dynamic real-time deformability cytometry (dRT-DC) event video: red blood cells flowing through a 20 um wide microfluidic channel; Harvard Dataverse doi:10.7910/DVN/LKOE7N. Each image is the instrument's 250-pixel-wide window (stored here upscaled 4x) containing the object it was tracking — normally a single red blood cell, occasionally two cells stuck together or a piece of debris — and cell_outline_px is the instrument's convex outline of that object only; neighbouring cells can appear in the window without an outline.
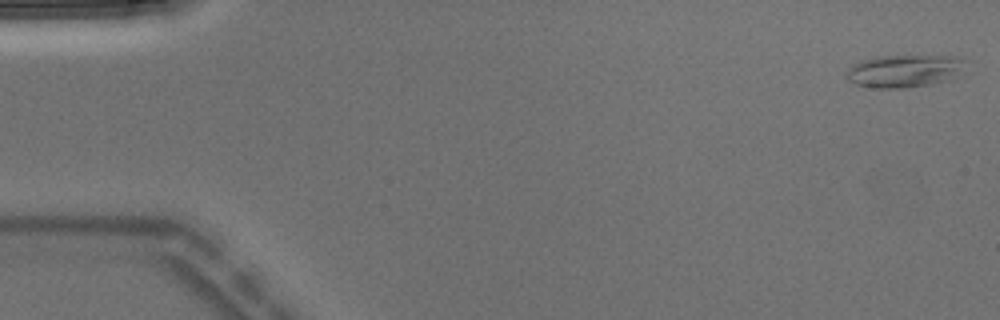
{"species": "Egyptian fruit bat (a non-hibernating species)", "species_latin": "Rousettus aegyptiacus", "temperature_condition": "warm", "stored_images_in_passage": 6, "camera_frame_rate_fps": 3000, "um_per_image_px": 0.085, "animal": {"sex": "male"}, "frame": {"image": 1, "passage_image": 1, "time_ms": 0.0, "image_size_px": [1000, 320], "cell_outline_px": [[964, 60], [952, 80], [904, 88], [876, 88], [856, 84], [848, 80], [848, 68], [860, 60], [876, 56], [952, 56]], "centroid_in_image_um": [76.79, 6.03], "position_along_channel_um": 8.2, "area_um2": 22.14}}